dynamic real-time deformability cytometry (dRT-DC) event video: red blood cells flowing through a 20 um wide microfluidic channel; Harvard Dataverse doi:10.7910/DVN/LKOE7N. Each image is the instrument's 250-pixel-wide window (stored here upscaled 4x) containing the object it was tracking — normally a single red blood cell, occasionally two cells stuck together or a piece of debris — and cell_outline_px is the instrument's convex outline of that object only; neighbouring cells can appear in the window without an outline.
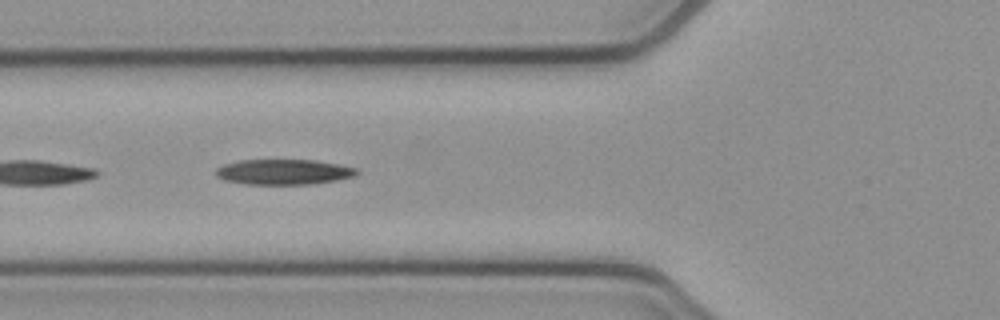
{"species": "common noctule bat (a hibernating species)", "species_latin": "Nyctalus noctula", "temperature_condition": "cold", "stored_images_in_passage": 22, "camera_frame_rate_fps": 3000, "um_per_image_px": 0.085, "animal": {"sex": "female", "body_mass_g": 21.9}, "frame": {"image": 1, "passage_image": 13, "time_ms": 4.0, "image_size_px": [1000, 320], "cell_outline_px": [[360, 172], [356, 176], [336, 180], [312, 184], [244, 184], [224, 180], [216, 176], [216, 168], [224, 164], [240, 160], [316, 160], [356, 168]], "centroid_in_image_um": [24.11, 14.61], "position_along_channel_um": 101.7, "area_um2": 20.81}}
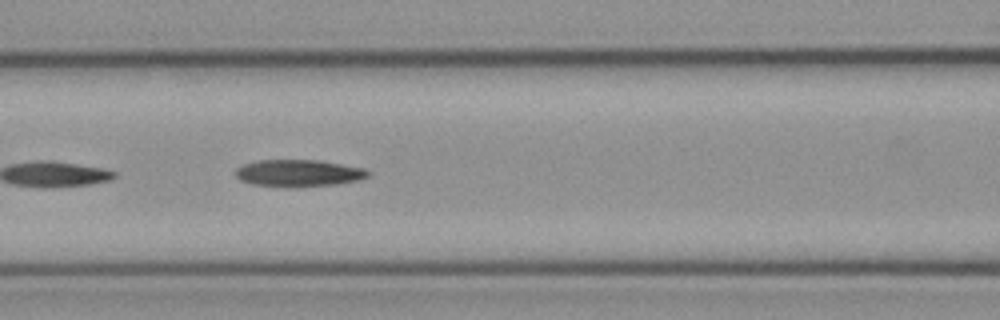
{"frame": {"image": 2, "passage_image": 16, "time_ms": 5.0, "image_size_px": [1000, 320], "cell_outline_px": [[372, 172], [368, 176], [360, 180], [336, 184], [292, 188], [288, 188], [252, 184], [240, 180], [236, 176], [236, 168], [244, 164], [256, 160], [320, 160], [364, 168]], "centroid_in_image_um": [25.39, 14.72], "position_along_channel_um": 141.2, "area_um2": 21.15}}